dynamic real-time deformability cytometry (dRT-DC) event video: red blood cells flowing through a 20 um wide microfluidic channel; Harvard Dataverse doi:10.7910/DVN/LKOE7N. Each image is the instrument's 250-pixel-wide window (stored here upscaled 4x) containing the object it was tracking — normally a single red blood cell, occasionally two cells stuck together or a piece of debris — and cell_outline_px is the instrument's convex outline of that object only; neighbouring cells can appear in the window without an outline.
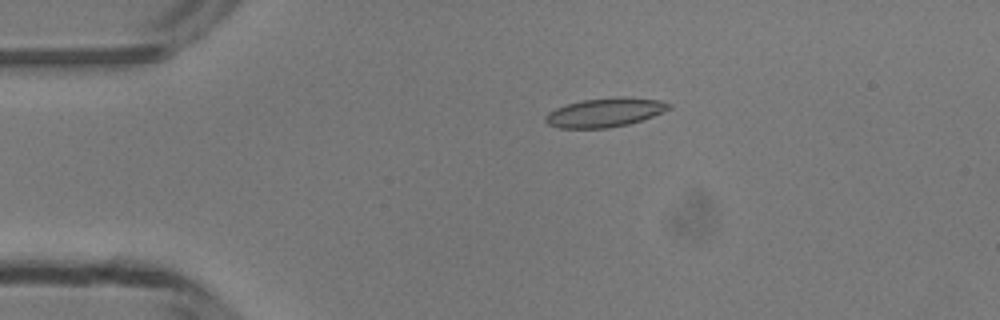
{"species": "common noctule bat (a hibernating species)", "species_latin": "Nyctalus noctula", "temperature_condition": "room temperature", "stored_images_in_passage": 40, "camera_frame_rate_fps": 3000, "um_per_image_px": 0.085, "animal": {"sex": "male", "body_mass_g": 13.3}, "frame": {"image": 1, "passage_image": 1, "time_ms": 0.0, "image_size_px": [1000, 320], "cell_outline_px": [[672, 108], [664, 112], [628, 124], [608, 128], [560, 128], [548, 124], [544, 120], [544, 116], [548, 112], [556, 108], [580, 100], [620, 96], [628, 96], [660, 100], [672, 104]], "centroid_in_image_um": [51.44, 9.54], "position_along_channel_um": 33.6, "area_um2": 21.04}}
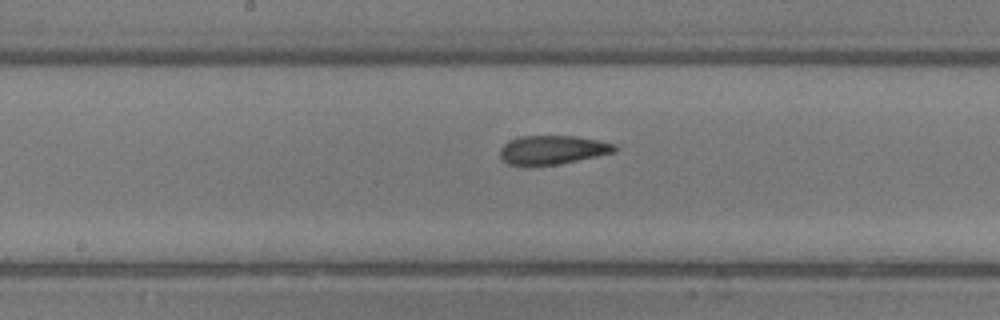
{"frame": {"image": 2, "passage_image": 16, "time_ms": 5.0, "image_size_px": [1000, 320], "cell_outline_px": [[616, 152], [560, 164], [532, 168], [524, 168], [508, 164], [500, 156], [500, 148], [508, 140], [520, 136], [576, 136], [600, 140], [616, 144]], "centroid_in_image_um": [46.92, 12.77], "position_along_channel_um": 201.3, "area_um2": 20.0}}
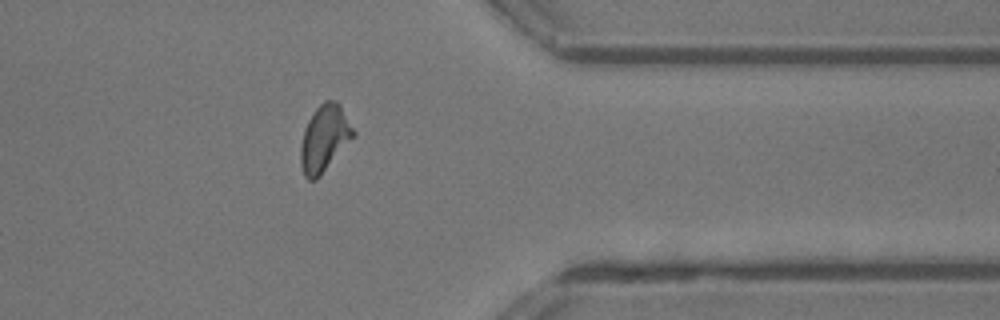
{"frame": {"image": 3, "passage_image": 30, "time_ms": 9.667, "image_size_px": [1000, 320], "cell_outline_px": [[356, 136], [320, 176], [316, 180], [308, 180], [304, 176], [300, 164], [300, 148], [304, 128], [312, 112], [324, 100], [336, 100], [340, 104], [356, 132]], "centroid_in_image_um": [27.59, 11.76], "position_along_channel_um": 383.8, "area_um2": 20.81}, "authors_computed_cell_mechanics": {"area_um2": 19.3919, "velocity_mm_per_s": 4.2071, "shape_relaxation_time_tau1_ms": 5.0207, "shape_relaxation_time_tau2_ms": 1.8835, "deformation_change_tau1": 0.1475, "deformation_change_tau2": 0.1009}}